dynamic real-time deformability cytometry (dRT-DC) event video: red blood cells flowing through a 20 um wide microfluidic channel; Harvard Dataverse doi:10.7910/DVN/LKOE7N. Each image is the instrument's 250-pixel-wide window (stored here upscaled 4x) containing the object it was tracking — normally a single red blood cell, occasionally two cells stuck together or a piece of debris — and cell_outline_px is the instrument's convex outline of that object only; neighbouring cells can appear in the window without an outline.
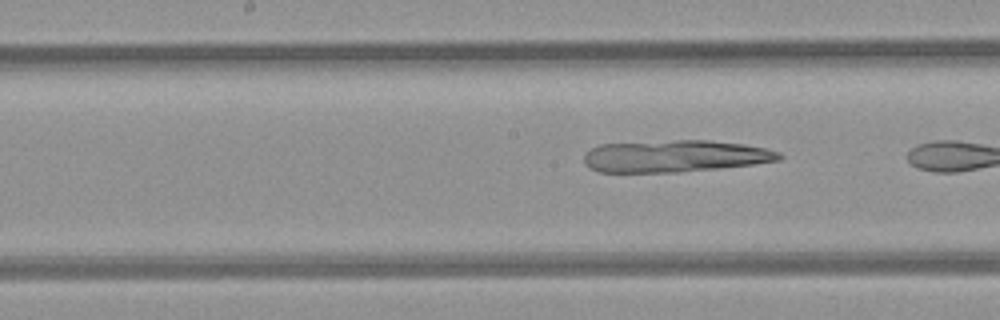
{"species": "common noctule bat (a hibernating species)", "species_latin": "Nyctalus noctula", "temperature_condition": "room temperature", "stored_images_in_passage": 6, "camera_frame_rate_fps": 3000, "um_per_image_px": 0.085, "animal": {"sex": "female", "body_mass_g": 21.9}, "frame": {"image": 1, "passage_image": 6, "time_ms": 6.0, "image_size_px": [1000, 320], "cell_outline_px": [[784, 156], [780, 160], [752, 164], [720, 168], [680, 172], [600, 172], [588, 168], [584, 164], [584, 156], [592, 148], [600, 144], [676, 140], [708, 140], [744, 144], [764, 148], [780, 152]], "centroid_in_image_um": [57.37, 13.27], "position_along_channel_um": 190.8, "area_um2": 36.41}}